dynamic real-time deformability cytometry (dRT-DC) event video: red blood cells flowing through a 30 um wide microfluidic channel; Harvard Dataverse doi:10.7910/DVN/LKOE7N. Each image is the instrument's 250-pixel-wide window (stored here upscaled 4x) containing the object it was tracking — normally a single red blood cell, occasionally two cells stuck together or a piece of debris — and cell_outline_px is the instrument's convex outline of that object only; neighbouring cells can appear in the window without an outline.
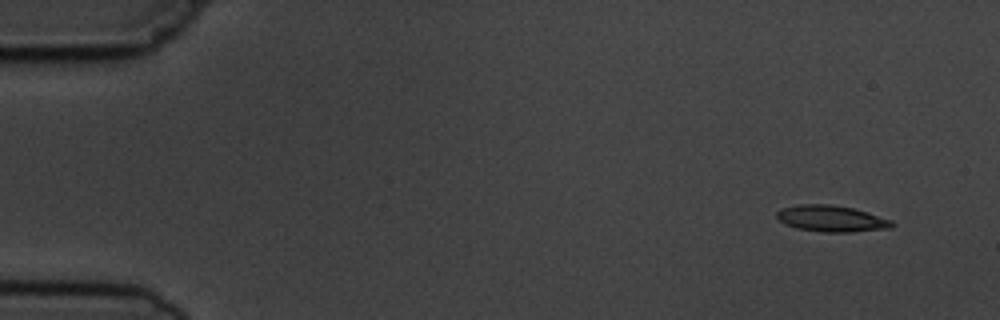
{"species": "common noctule bat (a hibernating species)", "species_latin": "Nyctalus noctula", "temperature_condition": "cold", "stored_images_in_passage": 15, "camera_frame_rate_fps": 3000, "um_per_image_px": 0.085, "animal": {"sex": "male", "body_mass_g": 19.5, "forearm_length_mm": 54.6}, "frame": {"image": 1, "passage_image": 1, "time_ms": 0.0, "image_size_px": [1000, 320], "cell_outline_px": [[896, 224], [892, 228], [852, 232], [824, 232], [796, 228], [784, 224], [776, 216], [776, 212], [780, 208], [796, 204], [828, 204], [852, 208], [892, 220]], "centroid_in_image_um": [70.65, 18.58], "position_along_channel_um": 14.4, "area_um2": 17.74}}
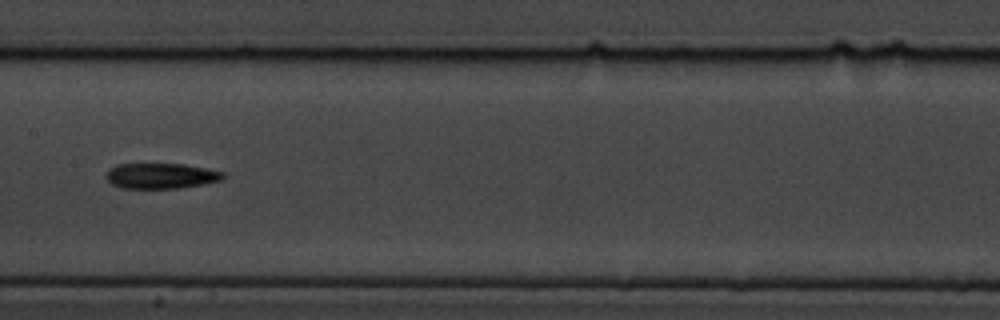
{"frame": {"image": 2, "passage_image": 8, "time_ms": 8.0, "image_size_px": [1000, 320], "cell_outline_px": [[224, 176], [220, 180], [204, 184], [180, 188], [124, 188], [112, 184], [104, 176], [108, 168], [116, 164], [184, 164], [224, 172]], "centroid_in_image_um": [13.64, 14.94], "position_along_channel_um": 193.8, "area_um2": 17.34}}
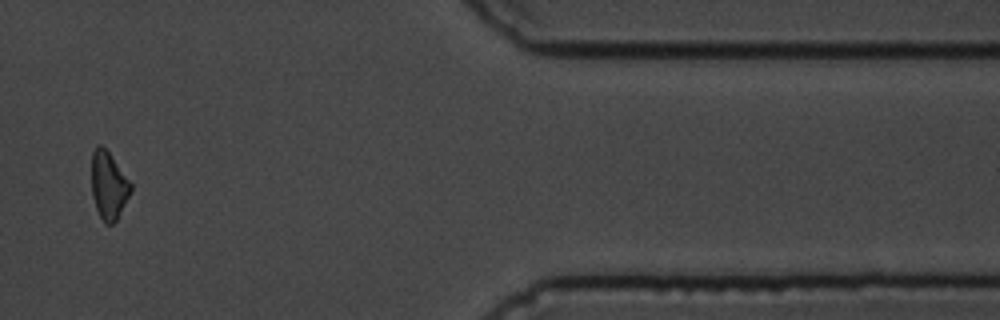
{"frame": {"image": 3, "passage_image": 13, "time_ms": 14.667, "image_size_px": [1000, 320], "cell_outline_px": [[132, 192], [116, 220], [112, 224], [104, 224], [96, 208], [92, 196], [92, 152], [96, 144], [100, 144], [108, 152], [132, 184]], "centroid_in_image_um": [9.23, 15.78], "position_along_channel_um": 402.2, "area_um2": 15.37}, "authors_computed_cell_mechanics": {"area_um2": 16.9932, "velocity_mm_per_s": 3.6775, "shape_relaxation_time_tau1_ms": 1.7133, "shape_relaxation_time_tau2_ms": null, "deformation_change_tau1": 0.1098, "deformation_change_tau2": null}}